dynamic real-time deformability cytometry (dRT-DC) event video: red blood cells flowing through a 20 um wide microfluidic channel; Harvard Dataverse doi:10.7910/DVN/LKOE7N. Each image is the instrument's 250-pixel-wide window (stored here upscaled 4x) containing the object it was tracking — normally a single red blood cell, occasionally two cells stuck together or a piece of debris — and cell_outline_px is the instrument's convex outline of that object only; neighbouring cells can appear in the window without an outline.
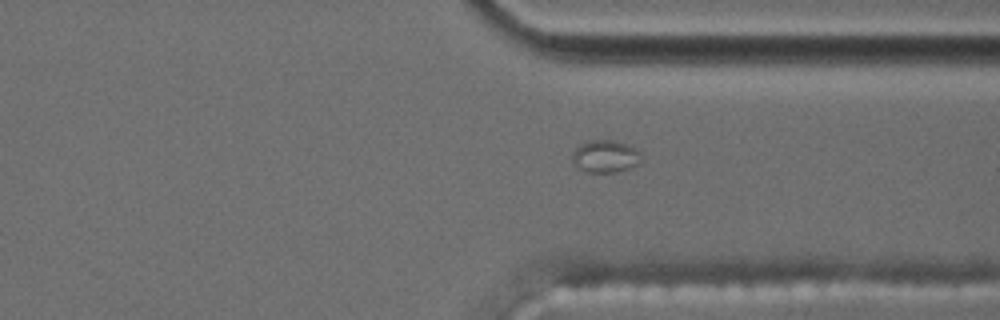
{"species": "common noctule bat (a hibernating species)", "species_latin": "Nyctalus noctula", "temperature_condition": "cold", "stored_images_in_passage": 48, "camera_frame_rate_fps": 3000, "um_per_image_px": 0.085, "animal": {"sex": "male", "body_mass_g": 17.5, "forearm_length_mm": 52.3}, "frame": {"image": 1, "passage_image": 34, "time_ms": 11.0, "image_size_px": [1000, 320], "cell_outline_px": [[640, 164], [616, 172], [584, 172], [572, 164], [572, 152], [580, 144], [588, 140], [612, 140], [636, 148], [640, 160]], "centroid_in_image_um": [51.39, 13.3], "position_along_channel_um": 360.0, "area_um2": 13.01}}
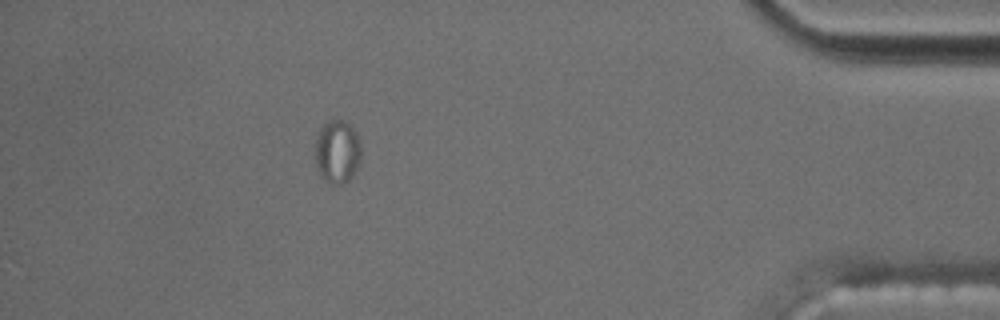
{"frame": {"image": 2, "passage_image": 42, "time_ms": 13.667, "image_size_px": [1000, 320], "cell_outline_px": [[360, 164], [356, 172], [348, 180], [340, 184], [332, 184], [320, 176], [316, 172], [316, 132], [328, 120], [344, 120], [352, 124], [360, 140]], "centroid_in_image_um": [28.67, 12.87], "position_along_channel_um": 406.5, "area_um2": 17.34}}